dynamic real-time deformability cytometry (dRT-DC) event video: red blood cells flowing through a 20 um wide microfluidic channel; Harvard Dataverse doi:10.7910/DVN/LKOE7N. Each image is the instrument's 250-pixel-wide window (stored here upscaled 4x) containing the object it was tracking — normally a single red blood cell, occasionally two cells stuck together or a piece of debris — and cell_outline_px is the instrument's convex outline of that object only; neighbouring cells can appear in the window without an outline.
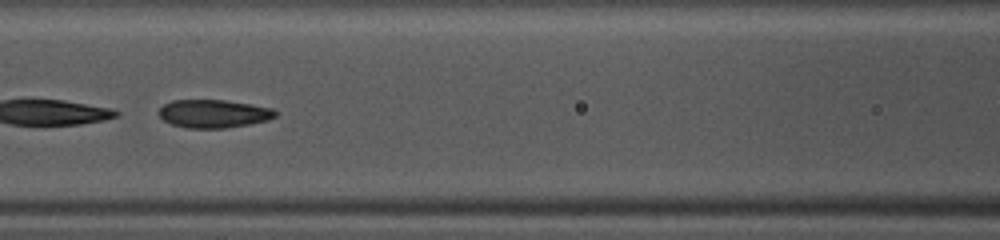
{"species": "common noctule bat (a hibernating species)", "species_latin": "Nyctalus noctula", "temperature_condition": "warm", "stored_images_in_passage": 37, "camera_frame_rate_fps": 3000, "um_per_image_px": 0.085, "animal": {"sex": "female", "body_mass_g": 10.0, "forearm_length_mm": 53.1}, "frame": {"image": 1, "passage_image": 11, "time_ms": 3.333, "image_size_px": [1000, 240], "cell_outline_px": [[280, 112], [276, 116], [268, 120], [248, 124], [224, 128], [188, 128], [172, 124], [164, 120], [160, 116], [160, 108], [164, 104], [172, 100], [224, 100], [252, 104], [272, 108]], "centroid_in_image_um": [18.2, 9.65], "position_along_channel_um": 148.4, "area_um2": 19.07}}
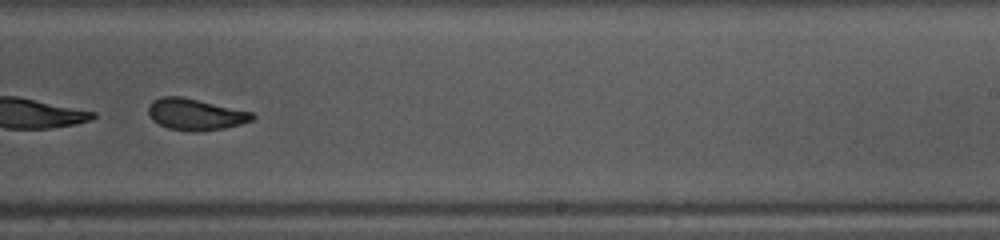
{"frame": {"image": 2, "passage_image": 20, "time_ms": 6.333, "image_size_px": [1000, 240], "cell_outline_px": [[256, 116], [252, 120], [240, 124], [224, 128], [200, 132], [188, 132], [168, 128], [152, 120], [148, 112], [148, 104], [152, 100], [164, 96], [180, 96], [252, 112]], "centroid_in_image_um": [16.58, 9.73], "position_along_channel_um": 272.4, "area_um2": 19.07}}
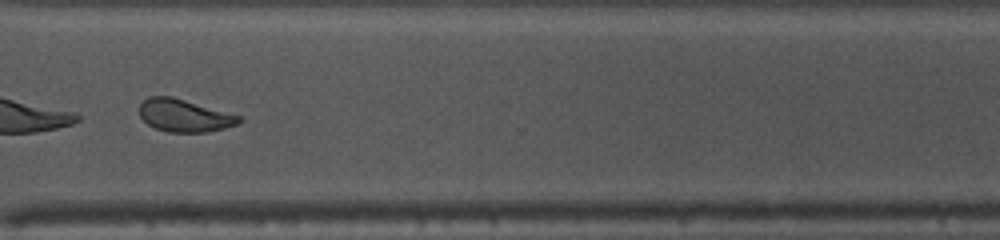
{"frame": {"image": 3, "passage_image": 26, "time_ms": 8.333, "image_size_px": [1000, 240], "cell_outline_px": [[244, 120], [236, 124], [224, 128], [208, 132], [168, 132], [156, 128], [148, 124], [140, 116], [140, 104], [148, 96], [172, 96], [240, 116]], "centroid_in_image_um": [15.66, 9.82], "position_along_channel_um": 354.9, "area_um2": 18.73}, "authors_computed_cell_mechanics": {"area_um2": 19.652, "velocity_mm_per_s": 4.1487, "shape_relaxation_time_tau1_ms": 3.0953, "shape_relaxation_time_tau2_ms": 1.1073, "deformation_change_tau1": 0.1594, "deformation_change_tau2": 0.0616}}